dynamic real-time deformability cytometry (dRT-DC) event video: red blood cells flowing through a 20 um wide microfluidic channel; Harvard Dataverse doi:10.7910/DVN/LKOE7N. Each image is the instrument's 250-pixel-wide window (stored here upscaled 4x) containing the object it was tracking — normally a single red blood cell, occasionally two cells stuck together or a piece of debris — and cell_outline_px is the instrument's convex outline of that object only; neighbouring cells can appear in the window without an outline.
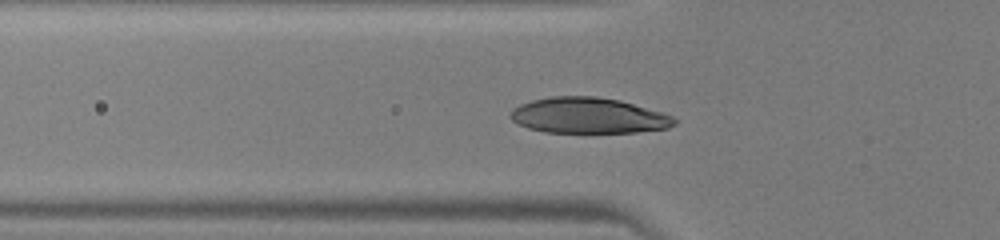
{"species": "human", "species_latin": "Homo sapiens", "temperature_condition": "warm", "stored_images_in_passage": 42, "camera_frame_rate_fps": 3000, "um_per_image_px": 0.085, "donor": {"sex": "male"}, "frame": {"image": 1, "passage_image": 12, "time_ms": 3.667, "image_size_px": [1000, 240], "cell_outline_px": [[676, 124], [668, 128], [636, 132], [544, 132], [528, 128], [512, 120], [508, 116], [512, 108], [520, 104], [532, 100], [552, 96], [596, 96], [620, 100], [660, 112], [672, 116], [676, 120]], "centroid_in_image_um": [49.98, 9.82], "position_along_channel_um": 75.8, "area_um2": 34.04}}
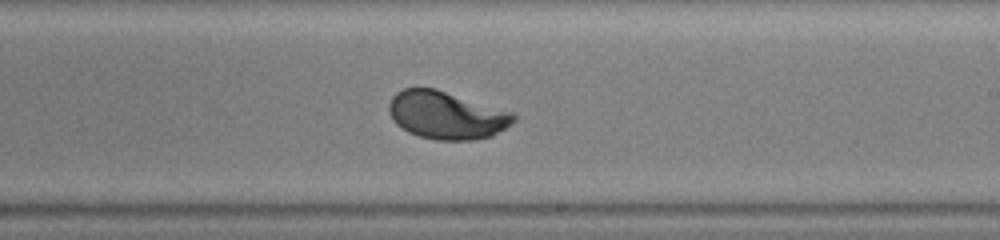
{"frame": {"image": 2, "passage_image": 24, "time_ms": 7.667, "image_size_px": [1000, 240], "cell_outline_px": [[516, 120], [492, 136], [472, 140], [436, 140], [420, 136], [408, 132], [396, 124], [392, 120], [388, 108], [388, 104], [392, 96], [396, 92], [404, 88], [436, 88], [512, 112], [516, 116]], "centroid_in_image_um": [37.92, 9.78], "position_along_channel_um": 251.1, "area_um2": 34.68}}
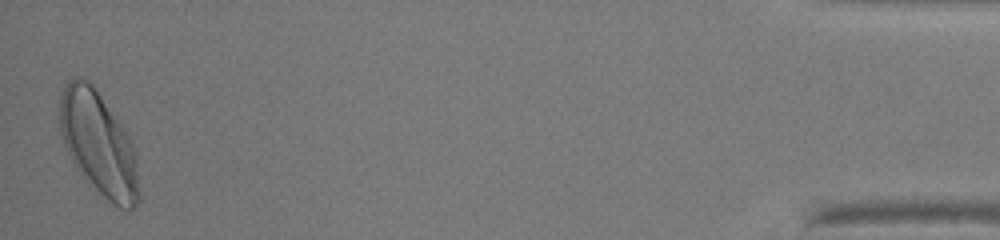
{"frame": {"image": 3, "passage_image": 42, "time_ms": 13.667, "image_size_px": [1000, 240], "cell_outline_px": [[140, 200], [132, 208], [120, 208], [108, 200], [92, 184], [72, 160], [68, 152], [60, 132], [60, 96], [68, 80], [72, 76], [80, 76], [88, 80], [96, 88], [128, 136], [132, 144], [136, 156], [140, 192]], "centroid_in_image_um": [8.39, 12.17], "position_along_channel_um": 426.8, "area_um2": 46.88}}